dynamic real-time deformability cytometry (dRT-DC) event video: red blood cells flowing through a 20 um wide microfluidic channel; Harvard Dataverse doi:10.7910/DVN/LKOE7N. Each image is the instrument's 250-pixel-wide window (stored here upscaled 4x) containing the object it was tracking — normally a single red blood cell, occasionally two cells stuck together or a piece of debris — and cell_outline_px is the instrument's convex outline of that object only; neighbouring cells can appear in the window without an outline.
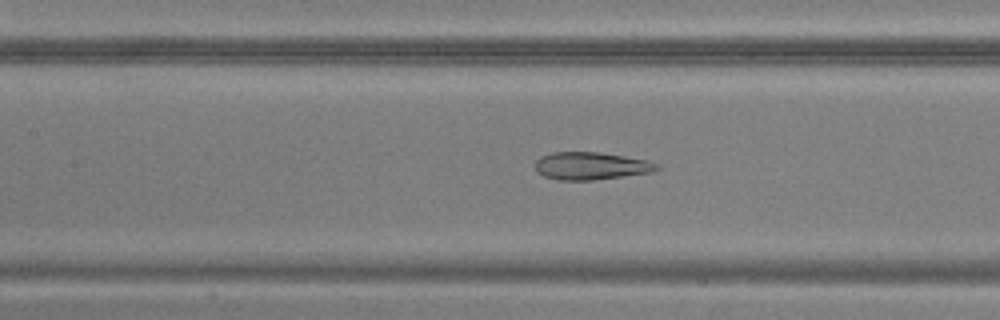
{"species": "common noctule bat (a hibernating species)", "species_latin": "Nyctalus noctula", "temperature_condition": "warm", "stored_images_in_passage": 50, "camera_frame_rate_fps": 3000, "um_per_image_px": 0.085, "animal": {"sex": "male", "body_mass_g": 20.5, "forearm_length_mm": 52.5}, "frame": {"image": 1, "passage_image": 23, "time_ms": 7.333, "image_size_px": [1000, 320], "cell_outline_px": [[660, 168], [652, 172], [592, 180], [560, 180], [544, 176], [536, 172], [536, 160], [540, 156], [552, 152], [600, 152], [648, 160], [660, 164]], "centroid_in_image_um": [50.23, 14.09], "position_along_channel_um": 157.2, "area_um2": 19.59}}
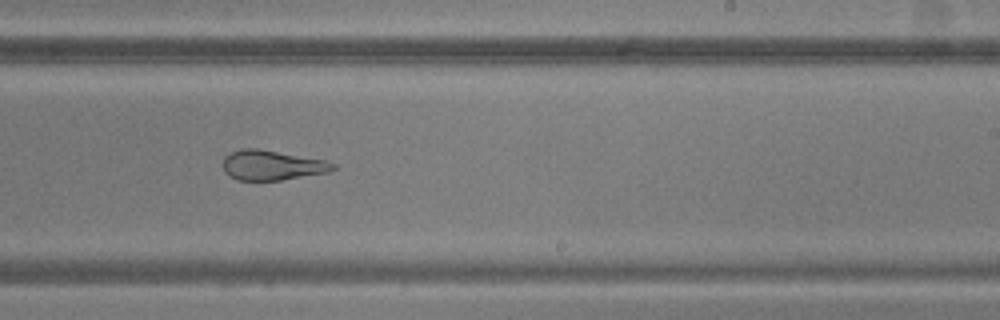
{"frame": {"image": 2, "passage_image": 31, "time_ms": 10.0, "image_size_px": [1000, 320], "cell_outline_px": [[336, 168], [328, 172], [280, 180], [236, 180], [228, 176], [224, 172], [224, 156], [228, 152], [240, 148], [256, 148], [328, 160], [336, 164]], "centroid_in_image_um": [23.1, 14.03], "position_along_channel_um": 265.9, "area_um2": 19.36}}
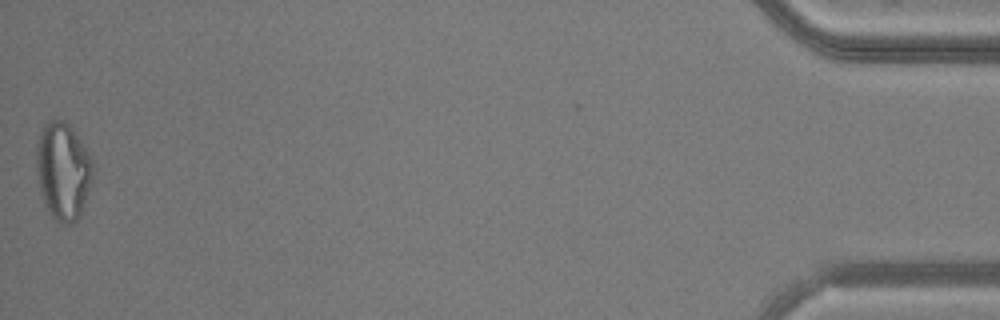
{"frame": {"image": 3, "passage_image": 50, "time_ms": 16.333, "image_size_px": [1000, 320], "cell_outline_px": [[96, 172], [92, 184], [80, 216], [76, 220], [68, 224], [60, 224], [48, 212], [44, 204], [40, 192], [36, 164], [36, 152], [40, 132], [44, 124], [48, 120], [64, 120], [72, 128], [88, 152], [92, 160]], "centroid_in_image_um": [5.38, 14.55], "position_along_channel_um": 429.8, "area_um2": 32.48}}